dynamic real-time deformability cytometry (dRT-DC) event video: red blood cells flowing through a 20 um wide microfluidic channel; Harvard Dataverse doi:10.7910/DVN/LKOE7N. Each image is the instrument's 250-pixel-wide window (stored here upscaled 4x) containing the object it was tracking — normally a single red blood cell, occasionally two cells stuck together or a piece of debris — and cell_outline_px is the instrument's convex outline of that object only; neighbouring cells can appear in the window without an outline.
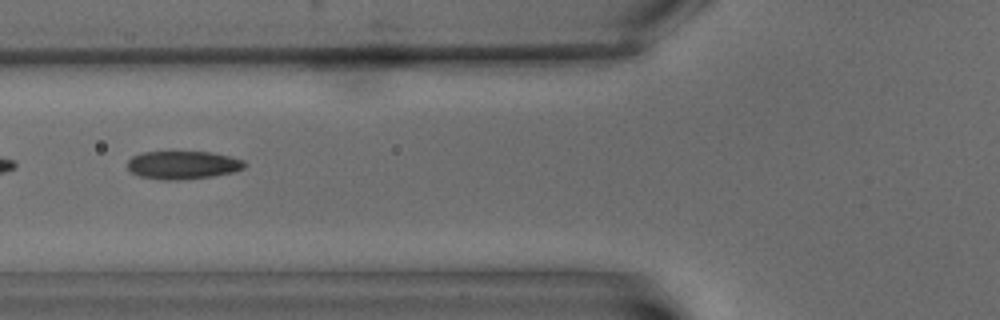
{"species": "common noctule bat (a hibernating species)", "species_latin": "Nyctalus noctula", "temperature_condition": "warm", "stored_images_in_passage": 3, "camera_frame_rate_fps": 3000, "um_per_image_px": 0.085, "animal": {"sex": "male", "body_mass_g": 15.6}, "frame": {"image": 1, "passage_image": 2, "time_ms": 1.667, "image_size_px": [1000, 320], "cell_outline_px": [[248, 164], [244, 168], [232, 172], [212, 176], [180, 180], [164, 180], [140, 176], [132, 172], [128, 168], [128, 160], [132, 156], [140, 152], [212, 152], [244, 160]], "centroid_in_image_um": [15.55, 14.02], "position_along_channel_um": 110.3, "area_um2": 19.19}}